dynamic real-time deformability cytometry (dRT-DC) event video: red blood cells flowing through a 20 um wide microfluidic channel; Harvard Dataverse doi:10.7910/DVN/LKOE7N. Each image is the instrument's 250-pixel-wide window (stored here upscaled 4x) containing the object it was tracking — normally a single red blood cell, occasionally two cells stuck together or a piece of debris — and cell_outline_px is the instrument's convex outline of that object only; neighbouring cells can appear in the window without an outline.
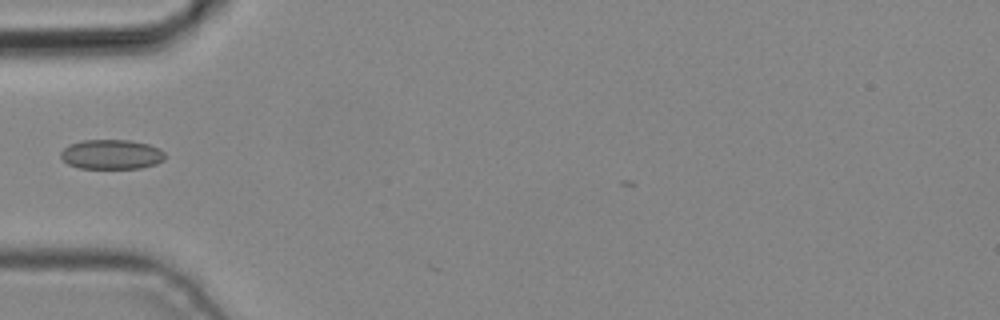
{"species": "common noctule bat (a hibernating species)", "species_latin": "Nyctalus noctula", "temperature_condition": "cold", "stored_images_in_passage": 5, "camera_frame_rate_fps": 3000, "um_per_image_px": 0.085, "animal": {"sex": "male", "body_mass_g": 19.2, "forearm_length_mm": 51.8}, "frame": {"image": 1, "passage_image": 4, "time_ms": 1.0, "image_size_px": [1000, 320], "cell_outline_px": [[164, 160], [156, 164], [140, 168], [80, 168], [68, 164], [60, 156], [60, 152], [64, 148], [72, 144], [84, 140], [128, 140], [148, 144], [160, 148], [164, 152]], "centroid_in_image_um": [9.49, 13.12], "position_along_channel_um": 75.5, "area_um2": 17.92}}